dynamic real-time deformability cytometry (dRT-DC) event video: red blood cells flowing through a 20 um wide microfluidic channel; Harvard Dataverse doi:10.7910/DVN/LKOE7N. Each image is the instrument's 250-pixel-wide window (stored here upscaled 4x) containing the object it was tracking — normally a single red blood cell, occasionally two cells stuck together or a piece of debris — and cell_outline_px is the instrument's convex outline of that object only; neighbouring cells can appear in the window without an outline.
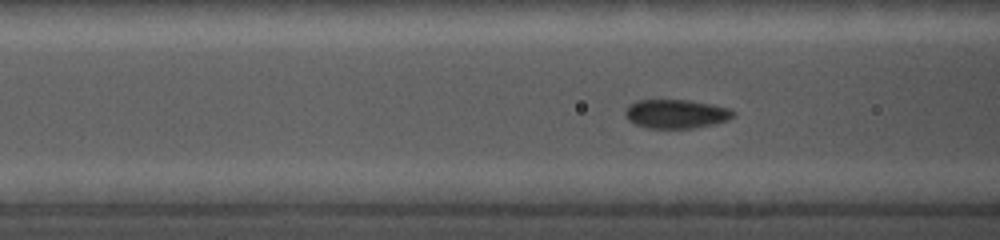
{"species": "common noctule bat (a hibernating species)", "species_latin": "Nyctalus noctula", "temperature_condition": "cold", "stored_images_in_passage": 51, "camera_frame_rate_fps": 5000, "um_per_image_px": 0.085, "animal": {"sex": "female", "body_mass_g": 19.0, "forearm_length_mm": 56.7}, "frame": {"image": 1, "passage_image": 6, "time_ms": 1.0, "image_size_px": [1000, 240], "cell_outline_px": [[736, 112], [728, 120], [712, 124], [692, 128], [648, 128], [636, 124], [628, 120], [624, 116], [624, 112], [628, 104], [636, 100], [688, 100], [712, 104], [728, 108]], "centroid_in_image_um": [57.42, 9.67], "position_along_channel_um": 109.2, "area_um2": 18.21}}
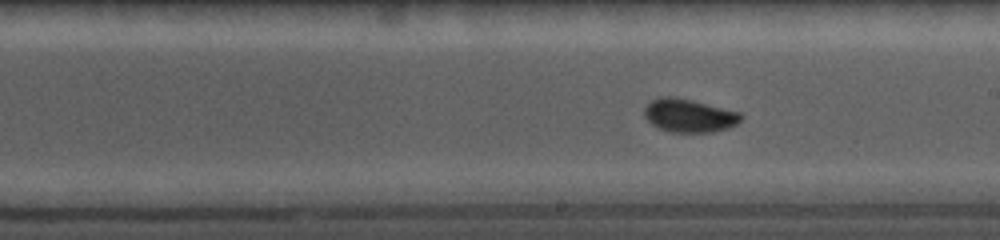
{"frame": {"image": 2, "passage_image": 23, "time_ms": 4.2, "image_size_px": [1000, 240], "cell_outline_px": [[744, 116], [736, 124], [728, 128], [712, 132], [672, 132], [660, 128], [652, 124], [644, 116], [644, 108], [652, 100], [660, 96], [672, 96], [692, 100], [740, 112]], "centroid_in_image_um": [58.58, 9.81], "position_along_channel_um": 230.4, "area_um2": 18.67}}
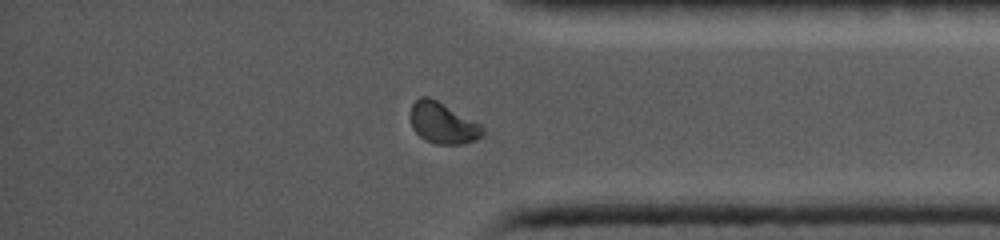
{"frame": {"image": 3, "passage_image": 40, "time_ms": 8.6, "image_size_px": [1000, 240], "cell_outline_px": [[484, 132], [476, 140], [460, 144], [436, 144], [424, 140], [412, 128], [412, 104], [420, 96], [428, 96], [436, 100], [480, 124], [484, 128]], "centroid_in_image_um": [37.63, 10.48], "position_along_channel_um": 397.6, "area_um2": 16.94}}